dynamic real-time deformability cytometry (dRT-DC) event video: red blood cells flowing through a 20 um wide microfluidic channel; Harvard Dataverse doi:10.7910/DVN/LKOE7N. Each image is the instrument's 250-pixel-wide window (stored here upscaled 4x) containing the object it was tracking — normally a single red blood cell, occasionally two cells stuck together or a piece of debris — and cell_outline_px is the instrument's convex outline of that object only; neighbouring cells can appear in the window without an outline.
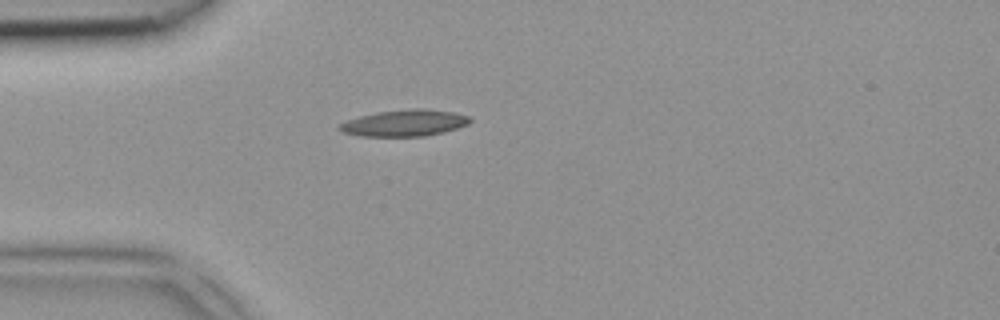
{"species": "common noctule bat (a hibernating species)", "species_latin": "Nyctalus noctula", "temperature_condition": "room temperature", "stored_images_in_passage": 5, "camera_frame_rate_fps": 3000, "um_per_image_px": 0.085, "animal": {"sex": "female", "body_mass_g": 18.4}, "frame": {"image": 1, "passage_image": 5, "time_ms": 1.333, "image_size_px": [1000, 320], "cell_outline_px": [[472, 120], [468, 124], [444, 132], [424, 136], [360, 136], [344, 132], [336, 128], [340, 124], [348, 120], [360, 116], [376, 112], [412, 108], [424, 108], [452, 112], [468, 116]], "centroid_in_image_um": [34.38, 10.45], "position_along_channel_um": 50.6, "area_um2": 20.06}}